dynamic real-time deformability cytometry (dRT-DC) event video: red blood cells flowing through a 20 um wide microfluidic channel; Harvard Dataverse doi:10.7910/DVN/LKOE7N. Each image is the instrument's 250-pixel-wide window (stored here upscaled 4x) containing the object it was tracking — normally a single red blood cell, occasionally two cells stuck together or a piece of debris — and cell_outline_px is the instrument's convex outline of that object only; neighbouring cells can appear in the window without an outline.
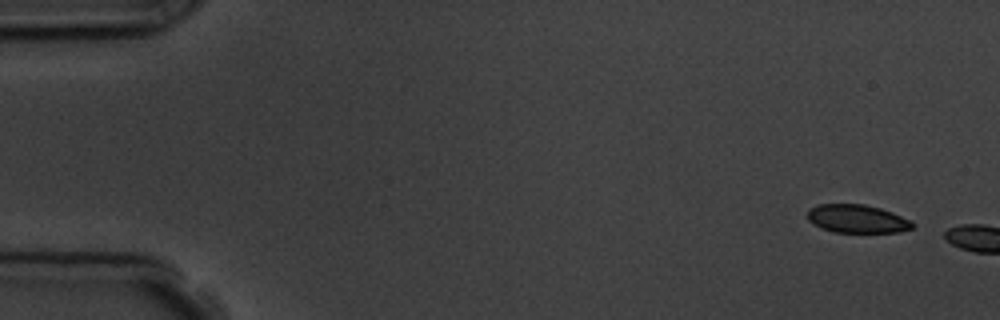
{"species": "common noctule bat (a hibernating species)", "species_latin": "Nyctalus noctula", "temperature_condition": "room temperature", "stored_images_in_passage": 2, "camera_frame_rate_fps": 3000, "um_per_image_px": 0.085, "animal": {"sex": "male", "body_mass_g": 19.5, "forearm_length_mm": 54.6}, "frame": {"image": 1, "passage_image": 1, "time_ms": 0.0, "image_size_px": [1000, 320], "cell_outline_px": [[916, 224], [912, 228], [900, 232], [832, 232], [820, 228], [812, 224], [808, 220], [808, 208], [820, 204], [864, 204], [880, 208], [892, 212], [912, 220]], "centroid_in_image_um": [72.86, 18.6], "position_along_channel_um": 12.1, "area_um2": 17.51}}